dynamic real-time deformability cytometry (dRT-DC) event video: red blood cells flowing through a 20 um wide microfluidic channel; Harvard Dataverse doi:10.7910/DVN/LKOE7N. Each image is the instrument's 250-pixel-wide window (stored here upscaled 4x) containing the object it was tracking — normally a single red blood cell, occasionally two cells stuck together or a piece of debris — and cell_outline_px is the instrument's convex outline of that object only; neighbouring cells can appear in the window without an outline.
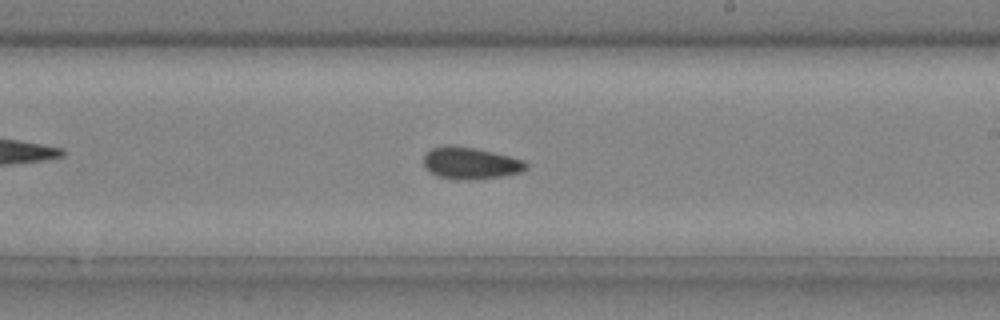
{"species": "common noctule bat (a hibernating species)", "species_latin": "Nyctalus noctula", "temperature_condition": "cold", "stored_images_in_passage": 28, "camera_frame_rate_fps": 3000, "um_per_image_px": 0.085, "animal": {"sex": "male", "body_mass_g": 20.4}, "frame": {"image": 1, "passage_image": 13, "time_ms": 4.0, "image_size_px": [1000, 320], "cell_outline_px": [[528, 168], [520, 172], [500, 176], [472, 180], [456, 180], [436, 176], [428, 172], [424, 168], [424, 156], [432, 148], [448, 144], [476, 148], [524, 160], [528, 164]], "centroid_in_image_um": [39.95, 13.88], "position_along_channel_um": 249.1, "area_um2": 19.19}}